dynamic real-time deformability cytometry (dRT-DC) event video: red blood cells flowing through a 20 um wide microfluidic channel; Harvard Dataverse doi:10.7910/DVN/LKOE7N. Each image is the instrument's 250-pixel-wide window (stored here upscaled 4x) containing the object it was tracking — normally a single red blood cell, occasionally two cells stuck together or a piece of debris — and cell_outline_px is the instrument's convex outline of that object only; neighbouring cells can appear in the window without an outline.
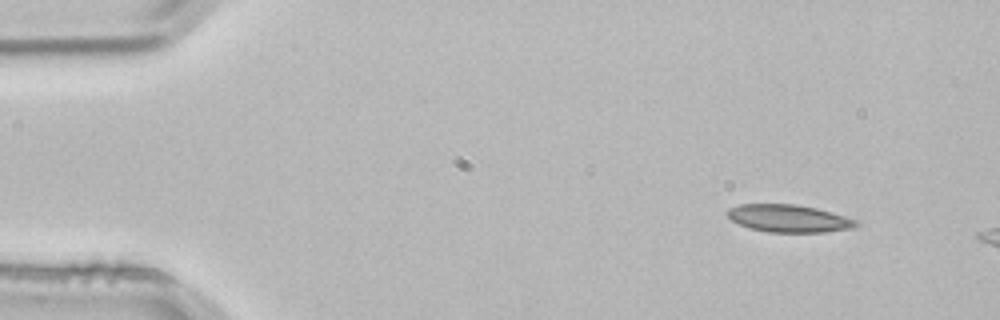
{"species": "common noctule bat (a hibernating species)", "species_latin": "Nyctalus noctula", "temperature_condition": "room temperature", "stored_images_in_passage": 4, "segment_of_instrument_passage": [1, 2], "camera_frame_rate_fps": 3000, "um_per_image_px": 0.085, "animal": {"sex": "male", "body_mass_g": 21.5, "forearm_length_mm": 52.0}, "frame": {"image": 1, "passage_image": 1, "time_ms": 0.0, "image_size_px": [1000, 320], "cell_outline_px": [[860, 224], [852, 228], [824, 232], [768, 232], [752, 228], [740, 224], [732, 220], [724, 212], [728, 208], [740, 204], [796, 204], [816, 208], [844, 216], [856, 220]], "centroid_in_image_um": [67.02, 18.56], "position_along_channel_um": 18.0, "area_um2": 20.52}}